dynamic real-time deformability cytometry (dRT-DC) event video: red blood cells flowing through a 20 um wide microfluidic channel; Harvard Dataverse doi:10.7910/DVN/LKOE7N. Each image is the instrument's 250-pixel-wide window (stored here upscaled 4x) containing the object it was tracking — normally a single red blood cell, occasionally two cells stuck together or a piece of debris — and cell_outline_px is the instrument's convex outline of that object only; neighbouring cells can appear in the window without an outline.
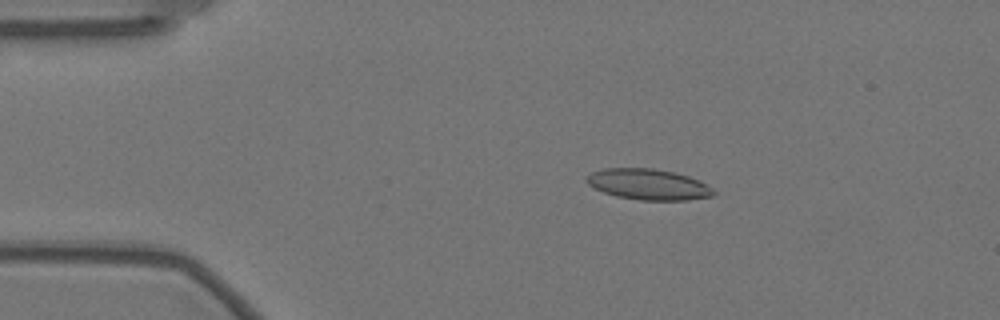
{"species": "Egyptian fruit bat (a non-hibernating species)", "species_latin": "Rousettus aegyptiacus", "temperature_condition": "warm", "stored_images_in_passage": 57, "camera_frame_rate_fps": 3000, "um_per_image_px": 0.085, "animal": {"sex": "female"}, "frame": {"image": 1, "passage_image": 10, "time_ms": 3.0, "image_size_px": [1000, 320], "cell_outline_px": [[716, 196], [688, 200], [640, 200], [616, 196], [604, 192], [588, 184], [584, 180], [592, 172], [604, 168], [652, 168], [672, 172], [688, 176], [700, 180], [712, 188], [716, 192]], "centroid_in_image_um": [55.14, 15.68], "position_along_channel_um": 29.9, "area_um2": 22.83}}
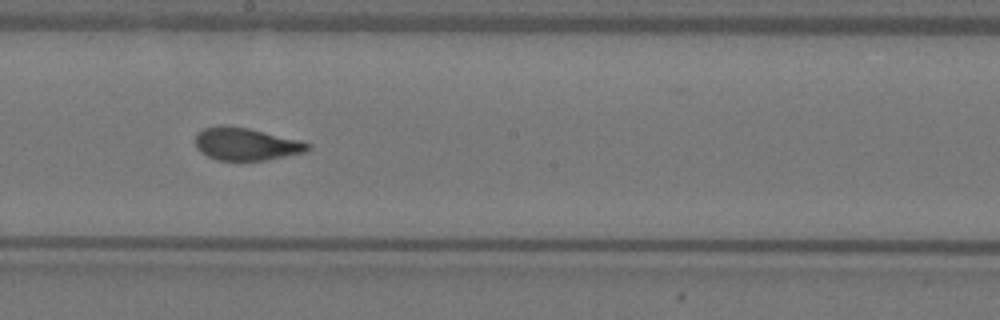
{"frame": {"image": 2, "passage_image": 31, "time_ms": 10.0, "image_size_px": [1000, 320], "cell_outline_px": [[312, 144], [304, 152], [264, 160], [216, 160], [200, 152], [196, 148], [196, 132], [204, 128], [248, 128], [300, 140]], "centroid_in_image_um": [20.92, 12.27], "position_along_channel_um": 227.3, "area_um2": 20.63}}
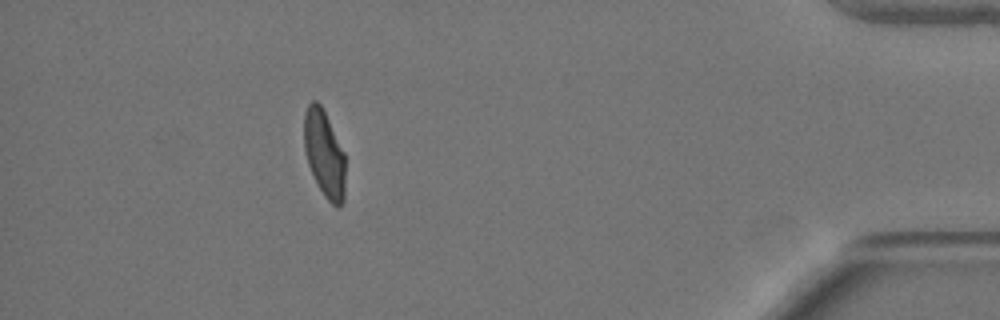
{"frame": {"image": 3, "passage_image": 51, "time_ms": 16.667, "image_size_px": [1000, 320], "cell_outline_px": [[344, 200], [340, 208], [336, 208], [324, 196], [308, 164], [304, 148], [304, 112], [308, 104], [312, 100], [316, 100], [320, 104], [344, 152]], "centroid_in_image_um": [27.56, 13.08], "position_along_channel_um": 407.6, "area_um2": 20.63}, "authors_computed_cell_mechanics": {"area_um2": 21.7906, "velocity_mm_per_s": 3.5319, "shape_relaxation_time_tau1_ms": 8.1954, "shape_relaxation_time_tau2_ms": 0.9794, "deformation_change_tau1": 0.2172, "deformation_change_tau2": 0.068}}